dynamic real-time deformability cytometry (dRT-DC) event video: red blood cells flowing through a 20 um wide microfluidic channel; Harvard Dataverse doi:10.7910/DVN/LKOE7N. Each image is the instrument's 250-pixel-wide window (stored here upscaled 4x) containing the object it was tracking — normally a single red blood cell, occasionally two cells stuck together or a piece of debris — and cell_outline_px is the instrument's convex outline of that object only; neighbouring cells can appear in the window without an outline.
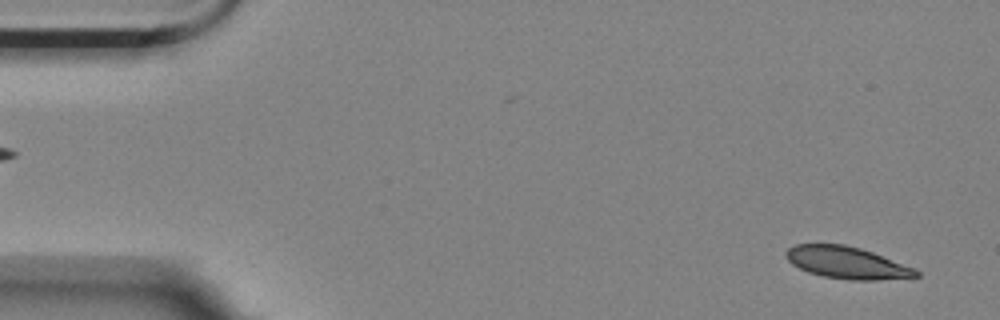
{"species": "Egyptian fruit bat (a non-hibernating species)", "species_latin": "Rousettus aegyptiacus", "temperature_condition": "room temperature", "stored_images_in_passage": 2, "camera_frame_rate_fps": 3000, "um_per_image_px": 0.085, "animal": {"sex": "female"}, "frame": {"image": 1, "passage_image": 2, "time_ms": 0.333, "image_size_px": [1000, 320], "cell_outline_px": [[920, 276], [912, 280], [848, 280], [824, 276], [808, 272], [792, 264], [784, 256], [784, 252], [788, 248], [796, 244], [844, 244], [860, 248], [872, 252], [916, 268], [920, 272]], "centroid_in_image_um": [72.08, 22.35], "position_along_channel_um": 12.9, "area_um2": 24.8}}